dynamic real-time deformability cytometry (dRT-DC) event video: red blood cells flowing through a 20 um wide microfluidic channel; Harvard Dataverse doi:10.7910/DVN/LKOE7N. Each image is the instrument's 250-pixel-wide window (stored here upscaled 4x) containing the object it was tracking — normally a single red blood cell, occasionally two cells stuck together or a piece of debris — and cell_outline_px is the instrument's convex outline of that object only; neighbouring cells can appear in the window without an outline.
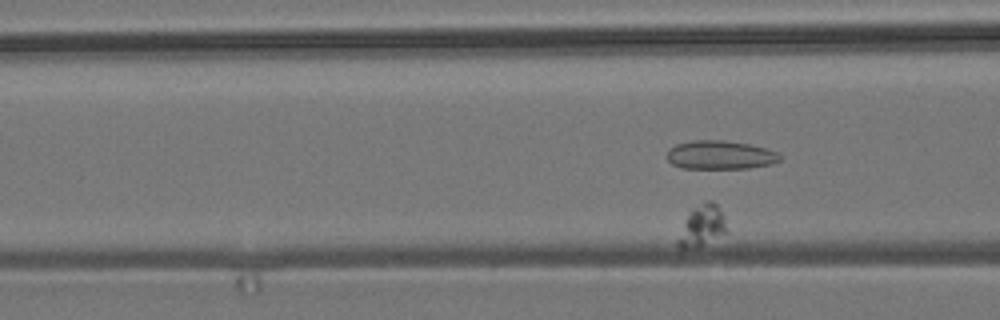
{"species": "common noctule bat (a hibernating species)", "species_latin": "Nyctalus noctula", "temperature_condition": "room temperature", "stored_images_in_passage": 52, "camera_frame_rate_fps": 3000, "um_per_image_px": 0.085, "animal": {"sex": "male", "body_mass_g": 19.2, "forearm_length_mm": 51.8}, "frame": {"image": 1, "passage_image": 20, "time_ms": 6.333, "image_size_px": [1000, 320], "cell_outline_px": [[728, 232], [700, 248], [680, 248], [676, 244], [676, 240], [692, 208], [704, 200], [712, 200], [720, 208], [724, 216], [728, 228]], "centroid_in_image_um": [59.71, 19.21], "position_along_channel_um": 106.9, "area_um2": 12.02}}
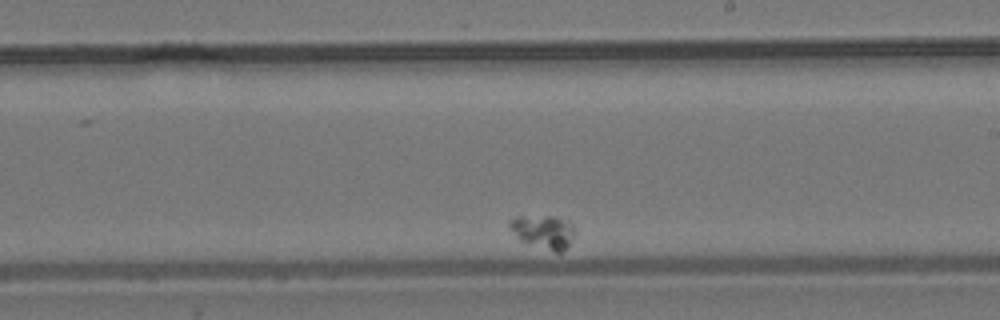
{"frame": {"image": 2, "passage_image": 38, "time_ms": 12.333, "image_size_px": [1000, 320], "cell_outline_px": [[576, 232], [568, 244], [560, 252], [556, 252], [520, 240], [508, 228], [508, 224], [516, 216], [552, 216], [572, 224]], "centroid_in_image_um": [46.16, 19.68], "position_along_channel_um": 242.8, "area_um2": 12.37}}
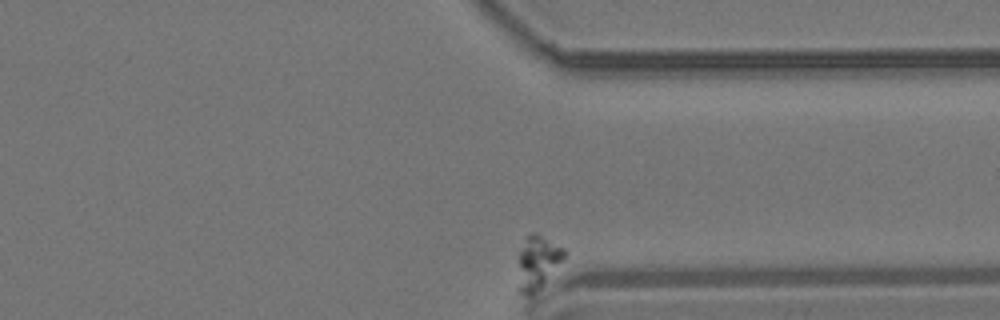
{"frame": {"image": 3, "passage_image": 52, "time_ms": 17.0, "image_size_px": [1000, 320], "cell_outline_px": [[568, 252], [544, 280], [528, 296], [520, 292], [520, 252], [524, 236], [532, 232], [536, 232], [564, 248]], "centroid_in_image_um": [45.71, 22.16], "position_along_channel_um": 365.7, "area_um2": 13.35}}